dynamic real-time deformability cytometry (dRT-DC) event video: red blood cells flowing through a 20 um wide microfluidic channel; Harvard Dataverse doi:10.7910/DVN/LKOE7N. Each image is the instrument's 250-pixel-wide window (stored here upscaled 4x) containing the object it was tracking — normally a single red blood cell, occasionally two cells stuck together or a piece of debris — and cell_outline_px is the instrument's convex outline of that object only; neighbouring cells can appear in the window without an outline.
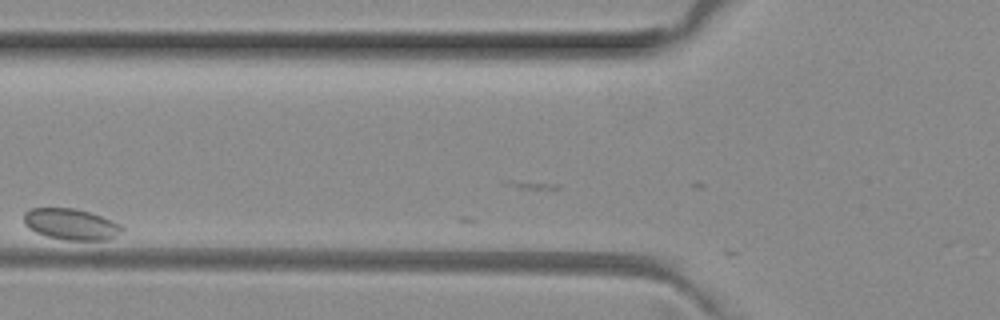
{"species": "common noctule bat (a hibernating species)", "species_latin": "Nyctalus noctula", "temperature_condition": "room temperature", "stored_images_in_passage": 6, "camera_frame_rate_fps": 3000, "um_per_image_px": 0.085, "animal": {"sex": "female", "body_mass_g": 29.2, "forearm_length_mm": 56.3}, "frame": {"image": 1, "passage_image": 3, "time_ms": 0.667, "image_size_px": [1000, 320], "cell_outline_px": [[124, 228], [116, 236], [108, 240], [64, 240], [48, 236], [36, 232], [28, 228], [24, 224], [24, 212], [32, 208], [72, 208], [88, 212], [112, 220], [120, 224]], "centroid_in_image_um": [6.03, 19.06], "position_along_channel_um": 119.8, "area_um2": 17.74}}
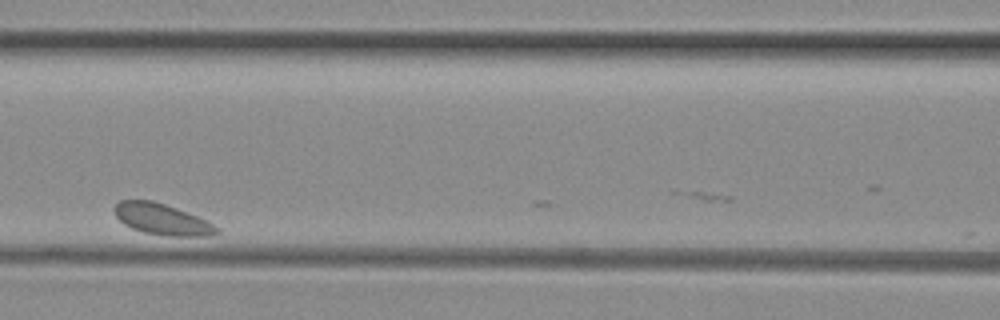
{"frame": {"image": 2, "passage_image": 4, "time_ms": 1.0, "image_size_px": [1000, 320], "cell_outline_px": [[220, 232], [208, 236], [168, 236], [144, 232], [132, 228], [124, 224], [116, 216], [112, 208], [120, 200], [152, 200], [176, 208], [196, 216], [220, 228]], "centroid_in_image_um": [13.75, 18.64], "position_along_channel_um": 152.9, "area_um2": 18.38}}